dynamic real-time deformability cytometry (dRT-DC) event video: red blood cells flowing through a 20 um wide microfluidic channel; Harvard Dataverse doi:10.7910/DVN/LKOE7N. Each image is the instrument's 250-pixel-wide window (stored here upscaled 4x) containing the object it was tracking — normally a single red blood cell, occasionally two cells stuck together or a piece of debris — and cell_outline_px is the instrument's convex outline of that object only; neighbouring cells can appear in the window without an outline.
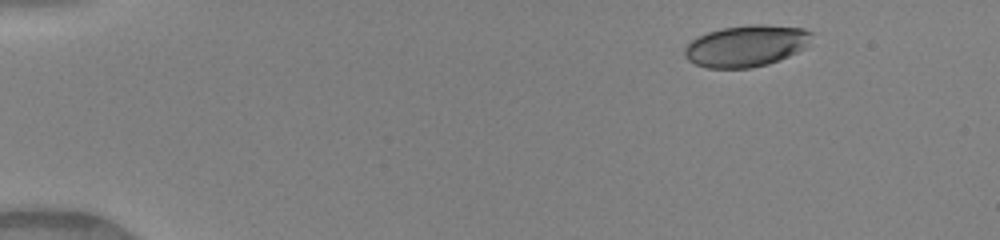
{"species": "human", "species_latin": "Homo sapiens", "temperature_condition": "warm", "stored_images_in_passage": 44, "camera_frame_rate_fps": 3000, "um_per_image_px": 0.085, "donor": {"sex": "female"}, "frame": {"image": 1, "passage_image": 1, "time_ms": 0.0, "image_size_px": [1000, 240], "cell_outline_px": [[812, 32], [804, 48], [780, 60], [768, 64], [752, 68], [708, 68], [696, 64], [688, 60], [684, 56], [684, 48], [692, 40], [708, 32], [724, 28], [748, 24], [764, 24], [804, 28]], "centroid_in_image_um": [63.41, 3.9], "position_along_channel_um": 21.6, "area_um2": 30.58}}
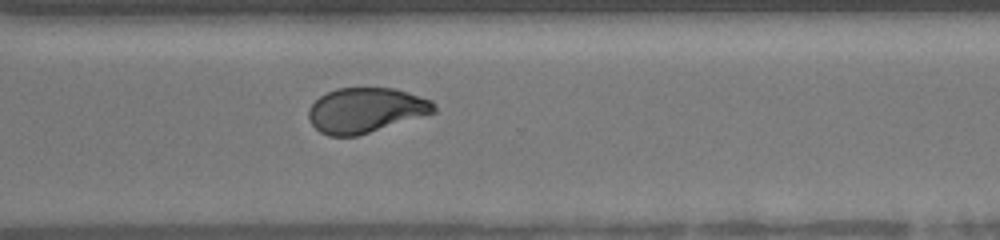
{"frame": {"image": 2, "passage_image": 32, "time_ms": 10.333, "image_size_px": [1000, 240], "cell_outline_px": [[436, 112], [356, 136], [328, 136], [320, 132], [308, 120], [308, 108], [320, 96], [336, 88], [396, 88], [432, 100], [436, 104]], "centroid_in_image_um": [31.08, 9.36], "position_along_channel_um": 339.5, "area_um2": 32.83}}
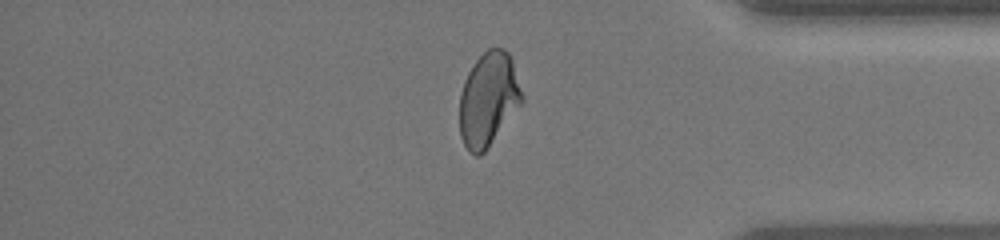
{"frame": {"image": 3, "passage_image": 37, "time_ms": 12.0, "image_size_px": [1000, 240], "cell_outline_px": [[520, 104], [484, 152], [480, 156], [476, 156], [464, 144], [460, 136], [460, 92], [464, 80], [468, 72], [476, 60], [488, 48], [504, 48], [508, 52], [512, 60], [520, 92]], "centroid_in_image_um": [41.46, 8.42], "position_along_channel_um": 393.7, "area_um2": 33.12}, "authors_computed_cell_mechanics": {"area_um2": 33.6974, "velocity_mm_per_s": 4.1272, "shape_relaxation_time_tau1_ms": 6.0944, "shape_relaxation_time_tau2_ms": 1.1537, "deformation_change_tau1": 0.1947, "deformation_change_tau2": 0.0668}}